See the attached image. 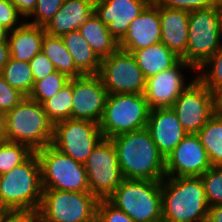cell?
I'll return each instance as SVG.
<instances>
[{
  "instance_id": "obj_14",
  "label": "cell",
  "mask_w": 222,
  "mask_h": 222,
  "mask_svg": "<svg viewBox=\"0 0 222 222\" xmlns=\"http://www.w3.org/2000/svg\"><path fill=\"white\" fill-rule=\"evenodd\" d=\"M71 118L100 123L108 91L98 74H85L72 79Z\"/></svg>"
},
{
  "instance_id": "obj_22",
  "label": "cell",
  "mask_w": 222,
  "mask_h": 222,
  "mask_svg": "<svg viewBox=\"0 0 222 222\" xmlns=\"http://www.w3.org/2000/svg\"><path fill=\"white\" fill-rule=\"evenodd\" d=\"M43 26L23 22L16 29L8 32L10 57L17 61L29 62L41 51L45 34Z\"/></svg>"
},
{
  "instance_id": "obj_4",
  "label": "cell",
  "mask_w": 222,
  "mask_h": 222,
  "mask_svg": "<svg viewBox=\"0 0 222 222\" xmlns=\"http://www.w3.org/2000/svg\"><path fill=\"white\" fill-rule=\"evenodd\" d=\"M5 139L27 145L36 152L52 143L54 124L43 105L25 97L4 114Z\"/></svg>"
},
{
  "instance_id": "obj_11",
  "label": "cell",
  "mask_w": 222,
  "mask_h": 222,
  "mask_svg": "<svg viewBox=\"0 0 222 222\" xmlns=\"http://www.w3.org/2000/svg\"><path fill=\"white\" fill-rule=\"evenodd\" d=\"M103 138L98 123L69 118L54 124L51 145L84 164Z\"/></svg>"
},
{
  "instance_id": "obj_20",
  "label": "cell",
  "mask_w": 222,
  "mask_h": 222,
  "mask_svg": "<svg viewBox=\"0 0 222 222\" xmlns=\"http://www.w3.org/2000/svg\"><path fill=\"white\" fill-rule=\"evenodd\" d=\"M189 11L159 5L161 42L186 62Z\"/></svg>"
},
{
  "instance_id": "obj_9",
  "label": "cell",
  "mask_w": 222,
  "mask_h": 222,
  "mask_svg": "<svg viewBox=\"0 0 222 222\" xmlns=\"http://www.w3.org/2000/svg\"><path fill=\"white\" fill-rule=\"evenodd\" d=\"M36 154L41 167L42 189L90 192L84 164L51 144L36 151Z\"/></svg>"
},
{
  "instance_id": "obj_28",
  "label": "cell",
  "mask_w": 222,
  "mask_h": 222,
  "mask_svg": "<svg viewBox=\"0 0 222 222\" xmlns=\"http://www.w3.org/2000/svg\"><path fill=\"white\" fill-rule=\"evenodd\" d=\"M1 75L11 87L26 97L30 95L34 86V78L29 62L17 61L9 57Z\"/></svg>"
},
{
  "instance_id": "obj_25",
  "label": "cell",
  "mask_w": 222,
  "mask_h": 222,
  "mask_svg": "<svg viewBox=\"0 0 222 222\" xmlns=\"http://www.w3.org/2000/svg\"><path fill=\"white\" fill-rule=\"evenodd\" d=\"M66 49L70 52L75 66L85 74H98L101 60L93 52L91 46L79 30L71 31L61 36Z\"/></svg>"
},
{
  "instance_id": "obj_21",
  "label": "cell",
  "mask_w": 222,
  "mask_h": 222,
  "mask_svg": "<svg viewBox=\"0 0 222 222\" xmlns=\"http://www.w3.org/2000/svg\"><path fill=\"white\" fill-rule=\"evenodd\" d=\"M95 0H65L55 16L46 24L45 32L63 36L76 31L94 13Z\"/></svg>"
},
{
  "instance_id": "obj_41",
  "label": "cell",
  "mask_w": 222,
  "mask_h": 222,
  "mask_svg": "<svg viewBox=\"0 0 222 222\" xmlns=\"http://www.w3.org/2000/svg\"><path fill=\"white\" fill-rule=\"evenodd\" d=\"M17 8L18 12L27 18L35 9L37 0H10Z\"/></svg>"
},
{
  "instance_id": "obj_26",
  "label": "cell",
  "mask_w": 222,
  "mask_h": 222,
  "mask_svg": "<svg viewBox=\"0 0 222 222\" xmlns=\"http://www.w3.org/2000/svg\"><path fill=\"white\" fill-rule=\"evenodd\" d=\"M41 51L54 64V67L60 73L73 79L84 75L74 63L70 52L66 49L61 36H53L45 33L42 40Z\"/></svg>"
},
{
  "instance_id": "obj_33",
  "label": "cell",
  "mask_w": 222,
  "mask_h": 222,
  "mask_svg": "<svg viewBox=\"0 0 222 222\" xmlns=\"http://www.w3.org/2000/svg\"><path fill=\"white\" fill-rule=\"evenodd\" d=\"M200 178L208 206L222 204V166H211Z\"/></svg>"
},
{
  "instance_id": "obj_45",
  "label": "cell",
  "mask_w": 222,
  "mask_h": 222,
  "mask_svg": "<svg viewBox=\"0 0 222 222\" xmlns=\"http://www.w3.org/2000/svg\"><path fill=\"white\" fill-rule=\"evenodd\" d=\"M5 140L4 114L0 113V143Z\"/></svg>"
},
{
  "instance_id": "obj_48",
  "label": "cell",
  "mask_w": 222,
  "mask_h": 222,
  "mask_svg": "<svg viewBox=\"0 0 222 222\" xmlns=\"http://www.w3.org/2000/svg\"><path fill=\"white\" fill-rule=\"evenodd\" d=\"M148 1L155 3V2H158L159 0H148Z\"/></svg>"
},
{
  "instance_id": "obj_37",
  "label": "cell",
  "mask_w": 222,
  "mask_h": 222,
  "mask_svg": "<svg viewBox=\"0 0 222 222\" xmlns=\"http://www.w3.org/2000/svg\"><path fill=\"white\" fill-rule=\"evenodd\" d=\"M219 1L220 0H159L157 3L162 7L191 12L211 8Z\"/></svg>"
},
{
  "instance_id": "obj_47",
  "label": "cell",
  "mask_w": 222,
  "mask_h": 222,
  "mask_svg": "<svg viewBox=\"0 0 222 222\" xmlns=\"http://www.w3.org/2000/svg\"><path fill=\"white\" fill-rule=\"evenodd\" d=\"M6 213V210L3 207H0V219Z\"/></svg>"
},
{
  "instance_id": "obj_34",
  "label": "cell",
  "mask_w": 222,
  "mask_h": 222,
  "mask_svg": "<svg viewBox=\"0 0 222 222\" xmlns=\"http://www.w3.org/2000/svg\"><path fill=\"white\" fill-rule=\"evenodd\" d=\"M65 0H37V4L33 12L27 17H34L33 21L28 22L33 25L43 26L55 16Z\"/></svg>"
},
{
  "instance_id": "obj_16",
  "label": "cell",
  "mask_w": 222,
  "mask_h": 222,
  "mask_svg": "<svg viewBox=\"0 0 222 222\" xmlns=\"http://www.w3.org/2000/svg\"><path fill=\"white\" fill-rule=\"evenodd\" d=\"M196 69L181 59L174 67L146 79L144 96L150 109L171 108L173 103L189 85L185 84L182 70Z\"/></svg>"
},
{
  "instance_id": "obj_8",
  "label": "cell",
  "mask_w": 222,
  "mask_h": 222,
  "mask_svg": "<svg viewBox=\"0 0 222 222\" xmlns=\"http://www.w3.org/2000/svg\"><path fill=\"white\" fill-rule=\"evenodd\" d=\"M98 199L90 192L43 189L40 222H96Z\"/></svg>"
},
{
  "instance_id": "obj_36",
  "label": "cell",
  "mask_w": 222,
  "mask_h": 222,
  "mask_svg": "<svg viewBox=\"0 0 222 222\" xmlns=\"http://www.w3.org/2000/svg\"><path fill=\"white\" fill-rule=\"evenodd\" d=\"M26 96L11 87L0 74V113L5 114L18 105Z\"/></svg>"
},
{
  "instance_id": "obj_23",
  "label": "cell",
  "mask_w": 222,
  "mask_h": 222,
  "mask_svg": "<svg viewBox=\"0 0 222 222\" xmlns=\"http://www.w3.org/2000/svg\"><path fill=\"white\" fill-rule=\"evenodd\" d=\"M132 54L146 79L174 67L181 60L162 42L135 50Z\"/></svg>"
},
{
  "instance_id": "obj_43",
  "label": "cell",
  "mask_w": 222,
  "mask_h": 222,
  "mask_svg": "<svg viewBox=\"0 0 222 222\" xmlns=\"http://www.w3.org/2000/svg\"><path fill=\"white\" fill-rule=\"evenodd\" d=\"M10 57L8 40L0 41V74Z\"/></svg>"
},
{
  "instance_id": "obj_6",
  "label": "cell",
  "mask_w": 222,
  "mask_h": 222,
  "mask_svg": "<svg viewBox=\"0 0 222 222\" xmlns=\"http://www.w3.org/2000/svg\"><path fill=\"white\" fill-rule=\"evenodd\" d=\"M188 30L186 63L197 70L222 46L221 1L211 8L191 11Z\"/></svg>"
},
{
  "instance_id": "obj_29",
  "label": "cell",
  "mask_w": 222,
  "mask_h": 222,
  "mask_svg": "<svg viewBox=\"0 0 222 222\" xmlns=\"http://www.w3.org/2000/svg\"><path fill=\"white\" fill-rule=\"evenodd\" d=\"M72 99V79H70L62 89L42 104L53 124L71 118Z\"/></svg>"
},
{
  "instance_id": "obj_10",
  "label": "cell",
  "mask_w": 222,
  "mask_h": 222,
  "mask_svg": "<svg viewBox=\"0 0 222 222\" xmlns=\"http://www.w3.org/2000/svg\"><path fill=\"white\" fill-rule=\"evenodd\" d=\"M84 167L90 193L98 200L108 199L124 180L111 139L103 138L98 143Z\"/></svg>"
},
{
  "instance_id": "obj_18",
  "label": "cell",
  "mask_w": 222,
  "mask_h": 222,
  "mask_svg": "<svg viewBox=\"0 0 222 222\" xmlns=\"http://www.w3.org/2000/svg\"><path fill=\"white\" fill-rule=\"evenodd\" d=\"M158 43H161L159 4L150 2L131 21L126 35L119 41V49L133 53Z\"/></svg>"
},
{
  "instance_id": "obj_31",
  "label": "cell",
  "mask_w": 222,
  "mask_h": 222,
  "mask_svg": "<svg viewBox=\"0 0 222 222\" xmlns=\"http://www.w3.org/2000/svg\"><path fill=\"white\" fill-rule=\"evenodd\" d=\"M69 80L70 78L56 70L47 75L44 79L35 81L33 89L28 97L42 105L46 100L50 99L62 89Z\"/></svg>"
},
{
  "instance_id": "obj_40",
  "label": "cell",
  "mask_w": 222,
  "mask_h": 222,
  "mask_svg": "<svg viewBox=\"0 0 222 222\" xmlns=\"http://www.w3.org/2000/svg\"><path fill=\"white\" fill-rule=\"evenodd\" d=\"M0 222H40L37 212L6 211Z\"/></svg>"
},
{
  "instance_id": "obj_46",
  "label": "cell",
  "mask_w": 222,
  "mask_h": 222,
  "mask_svg": "<svg viewBox=\"0 0 222 222\" xmlns=\"http://www.w3.org/2000/svg\"><path fill=\"white\" fill-rule=\"evenodd\" d=\"M8 30L0 25V41H5L8 38Z\"/></svg>"
},
{
  "instance_id": "obj_2",
  "label": "cell",
  "mask_w": 222,
  "mask_h": 222,
  "mask_svg": "<svg viewBox=\"0 0 222 222\" xmlns=\"http://www.w3.org/2000/svg\"><path fill=\"white\" fill-rule=\"evenodd\" d=\"M163 222H206L209 206L200 177H168L161 181Z\"/></svg>"
},
{
  "instance_id": "obj_12",
  "label": "cell",
  "mask_w": 222,
  "mask_h": 222,
  "mask_svg": "<svg viewBox=\"0 0 222 222\" xmlns=\"http://www.w3.org/2000/svg\"><path fill=\"white\" fill-rule=\"evenodd\" d=\"M171 108L184 131L197 134L216 113L215 93L195 76Z\"/></svg>"
},
{
  "instance_id": "obj_35",
  "label": "cell",
  "mask_w": 222,
  "mask_h": 222,
  "mask_svg": "<svg viewBox=\"0 0 222 222\" xmlns=\"http://www.w3.org/2000/svg\"><path fill=\"white\" fill-rule=\"evenodd\" d=\"M96 222H135L124 211L118 209L108 199H99Z\"/></svg>"
},
{
  "instance_id": "obj_1",
  "label": "cell",
  "mask_w": 222,
  "mask_h": 222,
  "mask_svg": "<svg viewBox=\"0 0 222 222\" xmlns=\"http://www.w3.org/2000/svg\"><path fill=\"white\" fill-rule=\"evenodd\" d=\"M124 179L161 182L165 176V158L159 152L147 128L111 138Z\"/></svg>"
},
{
  "instance_id": "obj_5",
  "label": "cell",
  "mask_w": 222,
  "mask_h": 222,
  "mask_svg": "<svg viewBox=\"0 0 222 222\" xmlns=\"http://www.w3.org/2000/svg\"><path fill=\"white\" fill-rule=\"evenodd\" d=\"M108 200L135 222H163L161 182L124 179Z\"/></svg>"
},
{
  "instance_id": "obj_38",
  "label": "cell",
  "mask_w": 222,
  "mask_h": 222,
  "mask_svg": "<svg viewBox=\"0 0 222 222\" xmlns=\"http://www.w3.org/2000/svg\"><path fill=\"white\" fill-rule=\"evenodd\" d=\"M23 17L16 6L10 0H0V25L6 30L12 31L19 27L24 21L19 22Z\"/></svg>"
},
{
  "instance_id": "obj_32",
  "label": "cell",
  "mask_w": 222,
  "mask_h": 222,
  "mask_svg": "<svg viewBox=\"0 0 222 222\" xmlns=\"http://www.w3.org/2000/svg\"><path fill=\"white\" fill-rule=\"evenodd\" d=\"M34 151L27 145L3 141L0 143V175L23 163Z\"/></svg>"
},
{
  "instance_id": "obj_13",
  "label": "cell",
  "mask_w": 222,
  "mask_h": 222,
  "mask_svg": "<svg viewBox=\"0 0 222 222\" xmlns=\"http://www.w3.org/2000/svg\"><path fill=\"white\" fill-rule=\"evenodd\" d=\"M98 75L108 94H144L146 78L130 52L118 49L102 59Z\"/></svg>"
},
{
  "instance_id": "obj_17",
  "label": "cell",
  "mask_w": 222,
  "mask_h": 222,
  "mask_svg": "<svg viewBox=\"0 0 222 222\" xmlns=\"http://www.w3.org/2000/svg\"><path fill=\"white\" fill-rule=\"evenodd\" d=\"M149 3L148 0H95L94 12L119 42L126 35L131 21L138 17Z\"/></svg>"
},
{
  "instance_id": "obj_39",
  "label": "cell",
  "mask_w": 222,
  "mask_h": 222,
  "mask_svg": "<svg viewBox=\"0 0 222 222\" xmlns=\"http://www.w3.org/2000/svg\"><path fill=\"white\" fill-rule=\"evenodd\" d=\"M34 82L44 79L50 73L56 71L54 64L40 51L30 61Z\"/></svg>"
},
{
  "instance_id": "obj_44",
  "label": "cell",
  "mask_w": 222,
  "mask_h": 222,
  "mask_svg": "<svg viewBox=\"0 0 222 222\" xmlns=\"http://www.w3.org/2000/svg\"><path fill=\"white\" fill-rule=\"evenodd\" d=\"M216 113L222 115V88L215 92Z\"/></svg>"
},
{
  "instance_id": "obj_15",
  "label": "cell",
  "mask_w": 222,
  "mask_h": 222,
  "mask_svg": "<svg viewBox=\"0 0 222 222\" xmlns=\"http://www.w3.org/2000/svg\"><path fill=\"white\" fill-rule=\"evenodd\" d=\"M211 166L198 134L187 133L165 158V176L200 177Z\"/></svg>"
},
{
  "instance_id": "obj_30",
  "label": "cell",
  "mask_w": 222,
  "mask_h": 222,
  "mask_svg": "<svg viewBox=\"0 0 222 222\" xmlns=\"http://www.w3.org/2000/svg\"><path fill=\"white\" fill-rule=\"evenodd\" d=\"M196 71V77L213 93L222 88V46Z\"/></svg>"
},
{
  "instance_id": "obj_19",
  "label": "cell",
  "mask_w": 222,
  "mask_h": 222,
  "mask_svg": "<svg viewBox=\"0 0 222 222\" xmlns=\"http://www.w3.org/2000/svg\"><path fill=\"white\" fill-rule=\"evenodd\" d=\"M146 128L164 158L176 148L187 134L172 108L152 109Z\"/></svg>"
},
{
  "instance_id": "obj_27",
  "label": "cell",
  "mask_w": 222,
  "mask_h": 222,
  "mask_svg": "<svg viewBox=\"0 0 222 222\" xmlns=\"http://www.w3.org/2000/svg\"><path fill=\"white\" fill-rule=\"evenodd\" d=\"M212 166H222V115L215 113L197 133Z\"/></svg>"
},
{
  "instance_id": "obj_24",
  "label": "cell",
  "mask_w": 222,
  "mask_h": 222,
  "mask_svg": "<svg viewBox=\"0 0 222 222\" xmlns=\"http://www.w3.org/2000/svg\"><path fill=\"white\" fill-rule=\"evenodd\" d=\"M78 30L100 60L109 57L119 49V42L109 33L108 26L95 12Z\"/></svg>"
},
{
  "instance_id": "obj_42",
  "label": "cell",
  "mask_w": 222,
  "mask_h": 222,
  "mask_svg": "<svg viewBox=\"0 0 222 222\" xmlns=\"http://www.w3.org/2000/svg\"><path fill=\"white\" fill-rule=\"evenodd\" d=\"M206 222H222V204L209 207Z\"/></svg>"
},
{
  "instance_id": "obj_7",
  "label": "cell",
  "mask_w": 222,
  "mask_h": 222,
  "mask_svg": "<svg viewBox=\"0 0 222 222\" xmlns=\"http://www.w3.org/2000/svg\"><path fill=\"white\" fill-rule=\"evenodd\" d=\"M150 107L144 94H108L99 123L104 138L143 129L147 126Z\"/></svg>"
},
{
  "instance_id": "obj_3",
  "label": "cell",
  "mask_w": 222,
  "mask_h": 222,
  "mask_svg": "<svg viewBox=\"0 0 222 222\" xmlns=\"http://www.w3.org/2000/svg\"><path fill=\"white\" fill-rule=\"evenodd\" d=\"M42 193L41 167L36 152L0 175V206L6 211L37 212Z\"/></svg>"
}]
</instances>
